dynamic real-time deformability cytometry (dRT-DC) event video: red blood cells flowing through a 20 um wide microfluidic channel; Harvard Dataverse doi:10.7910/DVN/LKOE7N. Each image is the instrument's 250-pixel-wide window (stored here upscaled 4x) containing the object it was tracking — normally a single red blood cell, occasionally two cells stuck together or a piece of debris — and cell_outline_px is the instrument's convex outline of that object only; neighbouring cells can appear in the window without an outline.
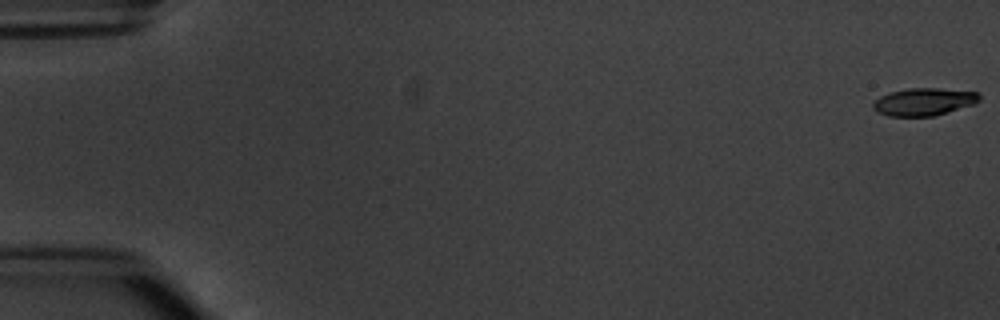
{"species": "common noctule bat (a hibernating species)", "species_latin": "Nyctalus noctula", "temperature_condition": "warm", "stored_images_in_passage": 5, "camera_frame_rate_fps": 3000, "um_per_image_px": 0.085, "animal": {"sex": "male", "body_mass_g": 20.1, "forearm_length_mm": 53.5}, "frame": {"image": 1, "passage_image": 1, "time_ms": 0.0, "image_size_px": [1000, 320], "cell_outline_px": [[980, 100], [972, 104], [932, 116], [888, 116], [876, 112], [872, 108], [872, 104], [880, 96], [892, 92], [908, 88], [936, 88], [976, 92], [980, 96]], "centroid_in_image_um": [78.47, 8.65], "position_along_channel_um": 6.5, "area_um2": 16.76}}
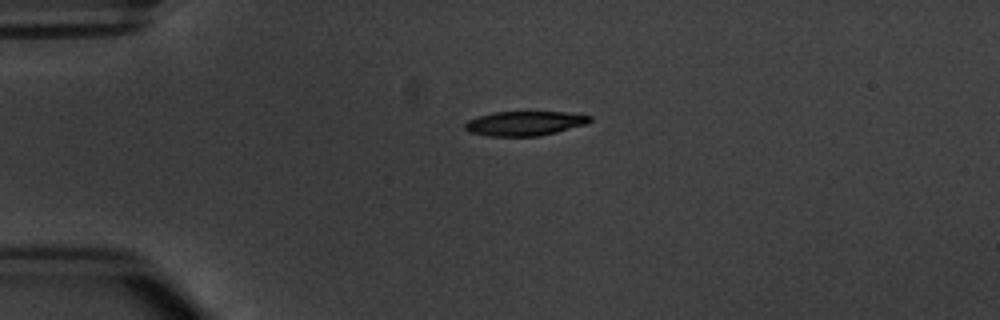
{"frame": {"image": 2, "passage_image": 4, "time_ms": 4.333, "image_size_px": [1000, 320], "cell_outline_px": [[592, 120], [588, 124], [540, 136], [488, 136], [468, 132], [464, 128], [464, 124], [468, 120], [476, 116], [496, 112], [564, 112], [592, 116]], "centroid_in_image_um": [44.59, 10.49], "position_along_channel_um": 40.4, "area_um2": 17.92}}